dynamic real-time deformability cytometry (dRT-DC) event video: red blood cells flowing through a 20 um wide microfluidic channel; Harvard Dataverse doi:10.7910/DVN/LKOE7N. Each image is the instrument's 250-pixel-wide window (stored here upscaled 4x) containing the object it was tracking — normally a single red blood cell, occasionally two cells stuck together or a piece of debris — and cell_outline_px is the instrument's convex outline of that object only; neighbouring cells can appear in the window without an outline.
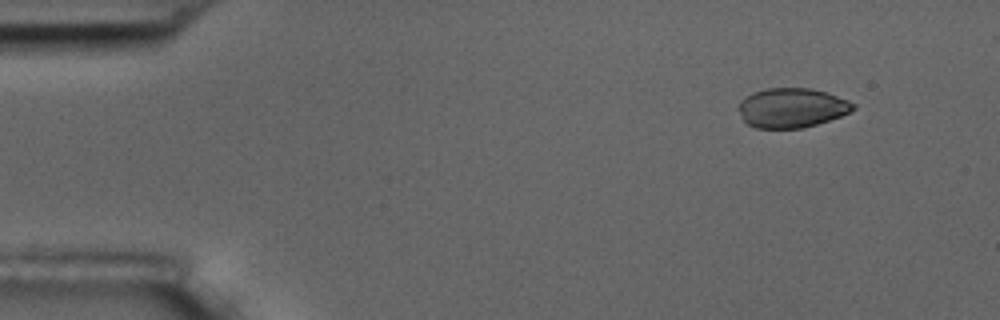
{"species": "common noctule bat (a hibernating species)", "species_latin": "Nyctalus noctula", "temperature_condition": "room temperature", "stored_images_in_passage": 4, "camera_frame_rate_fps": 3000, "um_per_image_px": 0.085, "animal": {"sex": "male", "body_mass_g": 17.5, "forearm_length_mm": 52.3}, "frame": {"image": 1, "passage_image": 1, "time_ms": 0.0, "image_size_px": [1000, 320], "cell_outline_px": [[856, 108], [840, 116], [804, 128], [756, 128], [748, 124], [744, 120], [740, 112], [740, 100], [752, 92], [768, 88], [812, 88], [848, 100], [856, 104]], "centroid_in_image_um": [67.3, 9.16], "position_along_channel_um": 17.7, "area_um2": 26.18}}